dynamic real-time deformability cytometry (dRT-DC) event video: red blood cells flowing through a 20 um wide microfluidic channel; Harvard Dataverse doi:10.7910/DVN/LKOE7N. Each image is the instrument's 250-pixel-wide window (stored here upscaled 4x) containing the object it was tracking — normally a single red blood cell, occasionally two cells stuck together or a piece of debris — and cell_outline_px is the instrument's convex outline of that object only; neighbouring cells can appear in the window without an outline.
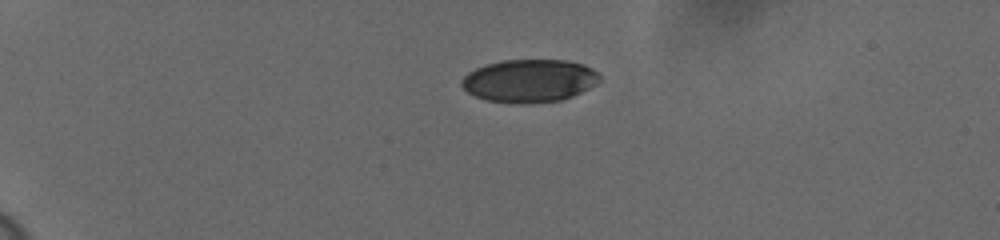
{"species": "human", "species_latin": "Homo sapiens", "temperature_condition": "cold", "stored_images_in_passage": 45, "camera_frame_rate_fps": 3000, "um_per_image_px": 0.085, "donor": {"sex": "female"}, "frame": {"image": 1, "passage_image": 1, "time_ms": 0.0, "image_size_px": [1000, 240], "cell_outline_px": [[600, 80], [596, 84], [572, 96], [560, 100], [528, 104], [520, 104], [488, 100], [476, 96], [468, 92], [460, 84], [460, 80], [468, 72], [476, 68], [500, 60], [568, 60], [584, 64], [592, 68], [600, 76]], "centroid_in_image_um": [44.99, 6.86], "position_along_channel_um": 40.0, "area_um2": 34.51}}
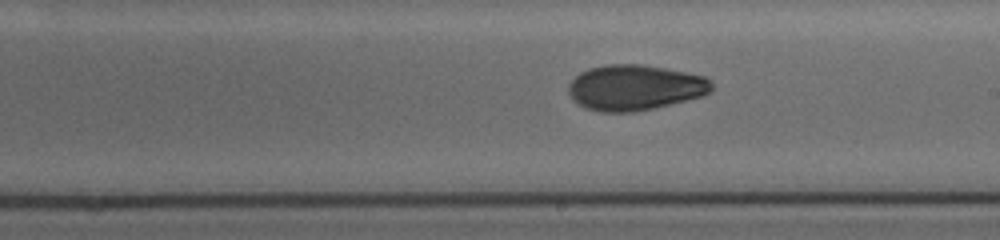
{"frame": {"image": 2, "passage_image": 23, "time_ms": 7.333, "image_size_px": [1000, 240], "cell_outline_px": [[712, 92], [700, 96], [652, 108], [632, 112], [604, 112], [584, 108], [568, 92], [568, 84], [580, 72], [588, 68], [604, 64], [640, 64], [688, 72], [704, 76], [712, 80]], "centroid_in_image_um": [53.96, 7.42], "position_along_channel_um": 235.0, "area_um2": 37.8}}
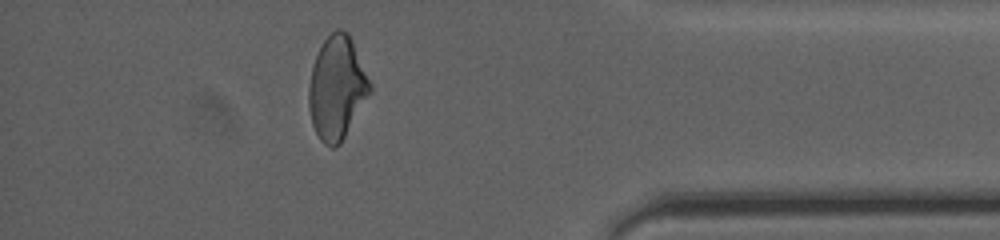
{"frame": {"image": 3, "passage_image": 39, "time_ms": 12.667, "image_size_px": [1000, 240], "cell_outline_px": [[372, 92], [340, 144], [332, 148], [324, 144], [320, 140], [312, 124], [308, 108], [308, 88], [312, 64], [324, 40], [336, 28], [340, 28], [348, 32], [352, 40], [372, 84]], "centroid_in_image_um": [28.64, 7.48], "position_along_channel_um": 406.6, "area_um2": 37.05}, "authors_computed_cell_mechanics": {"area_um2": 37.0498, "velocity_mm_per_s": 3.6505, "shape_relaxation_time_tau1_ms": 4.0781, "shape_relaxation_time_tau2_ms": 3.5561, "deformation_change_tau1": 0.1525, "deformation_change_tau2": 0.0811}}